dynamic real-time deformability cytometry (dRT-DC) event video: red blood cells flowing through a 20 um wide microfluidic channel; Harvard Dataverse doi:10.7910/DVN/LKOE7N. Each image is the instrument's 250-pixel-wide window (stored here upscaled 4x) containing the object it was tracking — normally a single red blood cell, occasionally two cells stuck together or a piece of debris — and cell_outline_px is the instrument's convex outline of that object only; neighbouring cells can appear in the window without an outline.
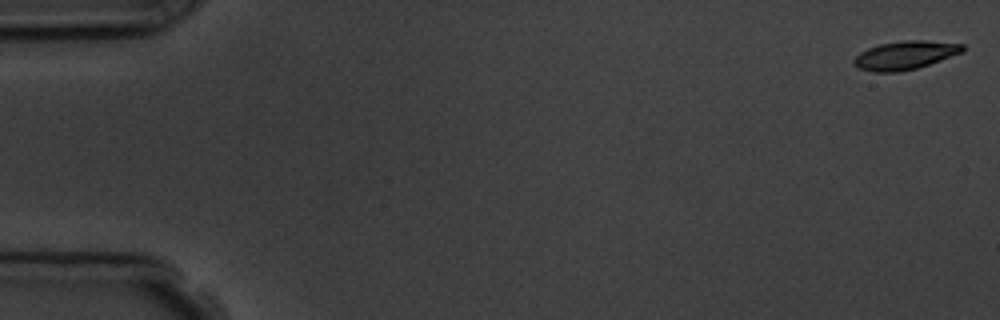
{"species": "common noctule bat (a hibernating species)", "species_latin": "Nyctalus noctula", "temperature_condition": "room temperature", "stored_images_in_passage": 6, "camera_frame_rate_fps": 3000, "um_per_image_px": 0.085, "animal": {"sex": "male", "body_mass_g": 19.5, "forearm_length_mm": 54.6}, "frame": {"image": 1, "passage_image": 1, "time_ms": 0.0, "image_size_px": [1000, 320], "cell_outline_px": [[964, 52], [916, 68], [900, 72], [876, 72], [860, 68], [852, 64], [852, 60], [860, 52], [868, 48], [880, 44], [904, 40], [924, 40], [964, 44]], "centroid_in_image_um": [76.93, 4.69], "position_along_channel_um": 8.1, "area_um2": 17.98}}